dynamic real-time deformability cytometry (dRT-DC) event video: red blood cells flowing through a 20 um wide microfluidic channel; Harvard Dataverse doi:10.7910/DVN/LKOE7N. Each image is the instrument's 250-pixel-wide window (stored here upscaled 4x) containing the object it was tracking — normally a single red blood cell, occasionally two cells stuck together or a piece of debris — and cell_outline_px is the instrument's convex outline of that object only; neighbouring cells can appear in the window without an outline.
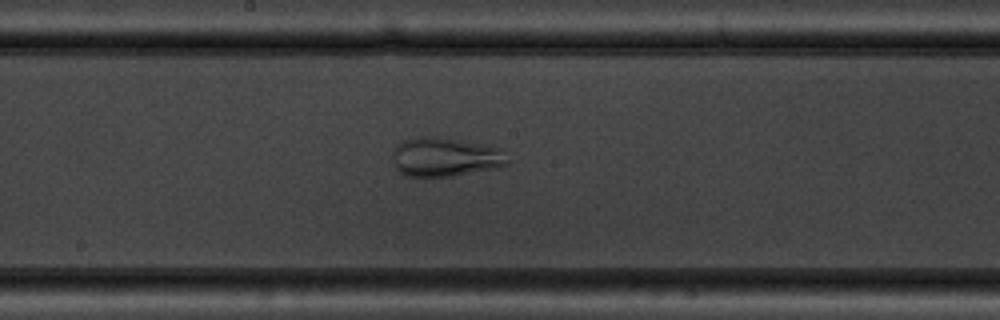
{"species": "common noctule bat (a hibernating species)", "species_latin": "Nyctalus noctula", "temperature_condition": "warm", "stored_images_in_passage": 40, "camera_frame_rate_fps": 3000, "um_per_image_px": 0.085, "animal": {"sex": "male", "body_mass_g": 19.5, "forearm_length_mm": 54.6}, "frame": {"image": 1, "passage_image": 15, "time_ms": 4.667, "image_size_px": [1000, 320], "cell_outline_px": [[508, 164], [496, 168], [452, 176], [404, 176], [396, 168], [392, 160], [392, 156], [396, 144], [404, 140], [420, 136], [444, 136], [504, 148], [508, 160]], "centroid_in_image_um": [37.86, 13.32], "position_along_channel_um": 210.3, "area_um2": 26.7}}
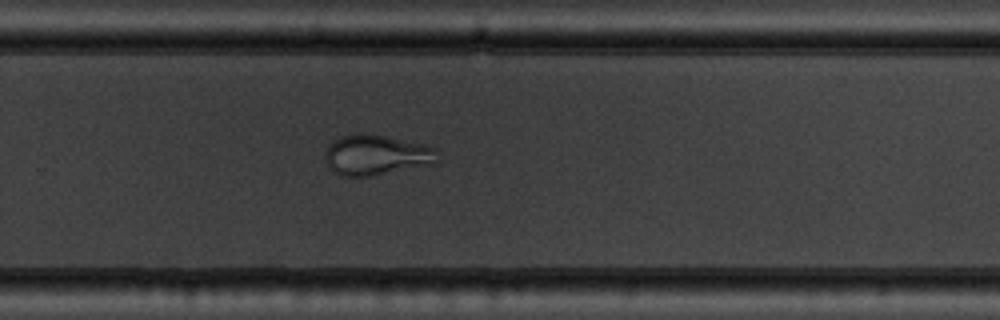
{"frame": {"image": 2, "passage_image": 22, "time_ms": 7.0, "image_size_px": [1000, 320], "cell_outline_px": [[436, 160], [432, 164], [372, 176], [340, 176], [332, 172], [324, 156], [332, 140], [340, 136], [368, 132], [388, 136], [436, 148]], "centroid_in_image_um": [31.93, 13.17], "position_along_channel_um": 297.9, "area_um2": 26.36}}
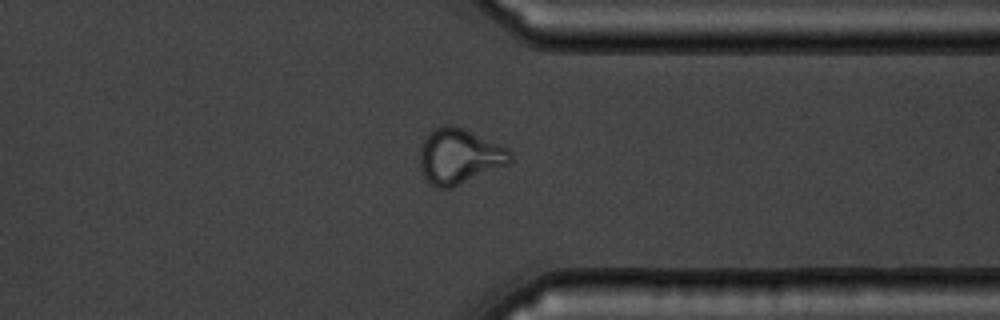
{"frame": {"image": 3, "passage_image": 28, "time_ms": 9.0, "image_size_px": [1000, 320], "cell_outline_px": [[512, 160], [508, 164], [452, 188], [436, 188], [424, 176], [420, 168], [420, 144], [424, 136], [428, 132], [444, 124], [448, 124], [460, 128], [508, 148], [512, 152]], "centroid_in_image_um": [39.01, 13.29], "position_along_channel_um": 372.4, "area_um2": 28.96}, "authors_computed_cell_mechanics": {"area_um2": 28.5243, "velocity_mm_per_s": 3.7691, "shape_relaxation_time_tau1_ms": null, "shape_relaxation_time_tau2_ms": 1.3519, "deformation_change_tau1": null, "deformation_change_tau2": 0.0661}}